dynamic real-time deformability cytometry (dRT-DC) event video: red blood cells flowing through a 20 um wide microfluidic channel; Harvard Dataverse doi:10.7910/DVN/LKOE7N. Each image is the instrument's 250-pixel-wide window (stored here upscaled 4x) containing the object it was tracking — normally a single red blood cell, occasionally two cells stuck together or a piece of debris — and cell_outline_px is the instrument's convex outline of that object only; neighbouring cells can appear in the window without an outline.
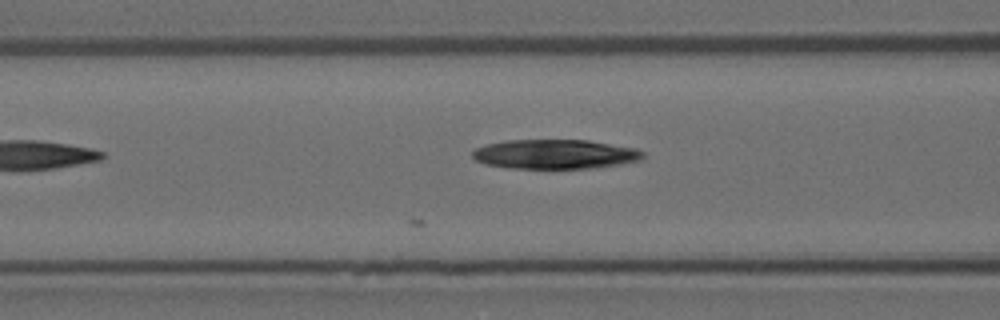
{"species": "Egyptian fruit bat (a non-hibernating species)", "species_latin": "Rousettus aegyptiacus", "temperature_condition": "room temperature", "stored_images_in_passage": 7, "camera_frame_rate_fps": 3000, "um_per_image_px": 0.085, "animal": {"sex": "female"}, "frame": {"image": 1, "passage_image": 6, "time_ms": 1.667, "image_size_px": [1000, 320], "cell_outline_px": [[644, 156], [640, 160], [620, 164], [596, 168], [508, 168], [484, 164], [476, 160], [472, 156], [472, 152], [476, 148], [488, 144], [508, 140], [588, 140], [636, 148], [644, 152]], "centroid_in_image_um": [47.19, 13.11], "position_along_channel_um": 119.4, "area_um2": 29.25}}